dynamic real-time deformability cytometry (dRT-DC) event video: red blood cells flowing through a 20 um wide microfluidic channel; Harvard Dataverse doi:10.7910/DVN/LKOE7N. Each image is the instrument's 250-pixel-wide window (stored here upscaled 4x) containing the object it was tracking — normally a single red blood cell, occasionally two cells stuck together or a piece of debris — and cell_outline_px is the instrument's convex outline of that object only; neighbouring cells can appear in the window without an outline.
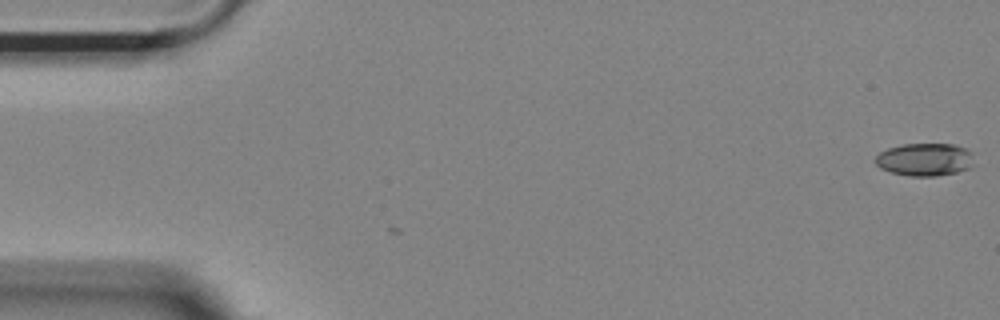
{"species": "Egyptian fruit bat (a non-hibernating species)", "species_latin": "Rousettus aegyptiacus", "temperature_condition": "room temperature", "stored_images_in_passage": 4, "camera_frame_rate_fps": 3000, "um_per_image_px": 0.085, "animal": {"sex": "female"}, "frame": {"image": 1, "passage_image": 1, "time_ms": 0.0, "image_size_px": [1000, 320], "cell_outline_px": [[972, 164], [968, 168], [956, 172], [936, 176], [908, 176], [892, 172], [880, 168], [872, 160], [880, 152], [888, 148], [904, 144], [952, 144], [964, 148], [968, 152]], "centroid_in_image_um": [78.52, 13.56], "position_along_channel_um": 6.5, "area_um2": 18.55}}